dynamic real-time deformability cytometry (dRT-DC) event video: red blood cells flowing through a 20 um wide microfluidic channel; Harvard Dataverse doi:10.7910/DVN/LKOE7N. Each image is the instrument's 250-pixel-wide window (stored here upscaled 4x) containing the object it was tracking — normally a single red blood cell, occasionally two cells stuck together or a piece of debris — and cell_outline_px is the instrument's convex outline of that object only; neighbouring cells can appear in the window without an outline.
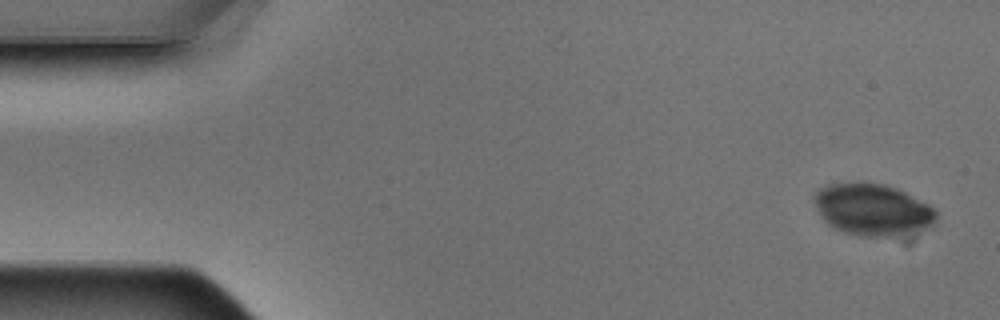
{"species": "Egyptian fruit bat (a non-hibernating species)", "species_latin": "Rousettus aegyptiacus", "temperature_condition": "warm", "stored_images_in_passage": 4, "camera_frame_rate_fps": 3000, "um_per_image_px": 0.085, "animal": {"sex": "male"}, "frame": {"image": 1, "passage_image": 1, "time_ms": 0.0, "image_size_px": [1000, 320], "cell_outline_px": [[936, 216], [932, 224], [928, 228], [920, 232], [892, 236], [860, 236], [844, 232], [832, 228], [824, 220], [812, 200], [812, 196], [820, 188], [828, 184], [884, 184], [896, 188], [928, 204], [936, 212]], "centroid_in_image_um": [74.16, 17.85], "position_along_channel_um": 10.8, "area_um2": 36.47}}